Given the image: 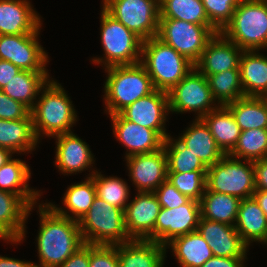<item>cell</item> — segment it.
<instances>
[{
    "mask_svg": "<svg viewBox=\"0 0 267 267\" xmlns=\"http://www.w3.org/2000/svg\"><path fill=\"white\" fill-rule=\"evenodd\" d=\"M167 154V173H188L191 171H207V167L190 149L183 146L170 135L163 145Z\"/></svg>",
    "mask_w": 267,
    "mask_h": 267,
    "instance_id": "cell-37",
    "label": "cell"
},
{
    "mask_svg": "<svg viewBox=\"0 0 267 267\" xmlns=\"http://www.w3.org/2000/svg\"><path fill=\"white\" fill-rule=\"evenodd\" d=\"M52 138L56 140L55 161L53 162L64 176L93 170L88 174L89 176H86L90 178L97 171V169H92L95 155L91 152L89 145L74 132L59 134Z\"/></svg>",
    "mask_w": 267,
    "mask_h": 267,
    "instance_id": "cell-17",
    "label": "cell"
},
{
    "mask_svg": "<svg viewBox=\"0 0 267 267\" xmlns=\"http://www.w3.org/2000/svg\"><path fill=\"white\" fill-rule=\"evenodd\" d=\"M107 73L104 85L103 101L108 115L119 113L139 98L152 93L155 88L146 68L134 65L112 66Z\"/></svg>",
    "mask_w": 267,
    "mask_h": 267,
    "instance_id": "cell-3",
    "label": "cell"
},
{
    "mask_svg": "<svg viewBox=\"0 0 267 267\" xmlns=\"http://www.w3.org/2000/svg\"><path fill=\"white\" fill-rule=\"evenodd\" d=\"M90 267H120L117 245H91Z\"/></svg>",
    "mask_w": 267,
    "mask_h": 267,
    "instance_id": "cell-42",
    "label": "cell"
},
{
    "mask_svg": "<svg viewBox=\"0 0 267 267\" xmlns=\"http://www.w3.org/2000/svg\"><path fill=\"white\" fill-rule=\"evenodd\" d=\"M206 188L209 191L229 194L243 200L253 197L255 176L253 161L225 154L207 168Z\"/></svg>",
    "mask_w": 267,
    "mask_h": 267,
    "instance_id": "cell-8",
    "label": "cell"
},
{
    "mask_svg": "<svg viewBox=\"0 0 267 267\" xmlns=\"http://www.w3.org/2000/svg\"><path fill=\"white\" fill-rule=\"evenodd\" d=\"M109 116L115 139L127 148L125 158L153 153L163 148L164 139L155 130L126 120L119 113Z\"/></svg>",
    "mask_w": 267,
    "mask_h": 267,
    "instance_id": "cell-18",
    "label": "cell"
},
{
    "mask_svg": "<svg viewBox=\"0 0 267 267\" xmlns=\"http://www.w3.org/2000/svg\"><path fill=\"white\" fill-rule=\"evenodd\" d=\"M226 107L231 111L241 131L267 128V98L244 96Z\"/></svg>",
    "mask_w": 267,
    "mask_h": 267,
    "instance_id": "cell-33",
    "label": "cell"
},
{
    "mask_svg": "<svg viewBox=\"0 0 267 267\" xmlns=\"http://www.w3.org/2000/svg\"><path fill=\"white\" fill-rule=\"evenodd\" d=\"M246 260L247 258L213 256L201 267H245Z\"/></svg>",
    "mask_w": 267,
    "mask_h": 267,
    "instance_id": "cell-46",
    "label": "cell"
},
{
    "mask_svg": "<svg viewBox=\"0 0 267 267\" xmlns=\"http://www.w3.org/2000/svg\"><path fill=\"white\" fill-rule=\"evenodd\" d=\"M21 69L10 61L0 60V89L10 82Z\"/></svg>",
    "mask_w": 267,
    "mask_h": 267,
    "instance_id": "cell-48",
    "label": "cell"
},
{
    "mask_svg": "<svg viewBox=\"0 0 267 267\" xmlns=\"http://www.w3.org/2000/svg\"><path fill=\"white\" fill-rule=\"evenodd\" d=\"M30 114V109L23 103L8 97L0 89V119L19 120Z\"/></svg>",
    "mask_w": 267,
    "mask_h": 267,
    "instance_id": "cell-44",
    "label": "cell"
},
{
    "mask_svg": "<svg viewBox=\"0 0 267 267\" xmlns=\"http://www.w3.org/2000/svg\"><path fill=\"white\" fill-rule=\"evenodd\" d=\"M254 199L259 204L263 213L267 217V191L266 190H255L253 193Z\"/></svg>",
    "mask_w": 267,
    "mask_h": 267,
    "instance_id": "cell-50",
    "label": "cell"
},
{
    "mask_svg": "<svg viewBox=\"0 0 267 267\" xmlns=\"http://www.w3.org/2000/svg\"><path fill=\"white\" fill-rule=\"evenodd\" d=\"M140 63L146 68L154 88L167 93L195 67L157 36L142 42Z\"/></svg>",
    "mask_w": 267,
    "mask_h": 267,
    "instance_id": "cell-4",
    "label": "cell"
},
{
    "mask_svg": "<svg viewBox=\"0 0 267 267\" xmlns=\"http://www.w3.org/2000/svg\"><path fill=\"white\" fill-rule=\"evenodd\" d=\"M40 94L30 110L37 140L41 142V137L52 138L73 132L72 128L78 122L77 112L62 85L52 78Z\"/></svg>",
    "mask_w": 267,
    "mask_h": 267,
    "instance_id": "cell-2",
    "label": "cell"
},
{
    "mask_svg": "<svg viewBox=\"0 0 267 267\" xmlns=\"http://www.w3.org/2000/svg\"><path fill=\"white\" fill-rule=\"evenodd\" d=\"M209 22L221 32L231 21L240 0H201Z\"/></svg>",
    "mask_w": 267,
    "mask_h": 267,
    "instance_id": "cell-41",
    "label": "cell"
},
{
    "mask_svg": "<svg viewBox=\"0 0 267 267\" xmlns=\"http://www.w3.org/2000/svg\"><path fill=\"white\" fill-rule=\"evenodd\" d=\"M202 120L209 127L217 146L224 154H229L238 142L241 134L231 111L226 106H218L206 114Z\"/></svg>",
    "mask_w": 267,
    "mask_h": 267,
    "instance_id": "cell-32",
    "label": "cell"
},
{
    "mask_svg": "<svg viewBox=\"0 0 267 267\" xmlns=\"http://www.w3.org/2000/svg\"><path fill=\"white\" fill-rule=\"evenodd\" d=\"M50 79L48 71L21 70L1 90L8 97L23 103L31 110L40 91Z\"/></svg>",
    "mask_w": 267,
    "mask_h": 267,
    "instance_id": "cell-29",
    "label": "cell"
},
{
    "mask_svg": "<svg viewBox=\"0 0 267 267\" xmlns=\"http://www.w3.org/2000/svg\"><path fill=\"white\" fill-rule=\"evenodd\" d=\"M40 221L36 237L39 265L57 267L85 243L77 220L59 215L47 201L37 206Z\"/></svg>",
    "mask_w": 267,
    "mask_h": 267,
    "instance_id": "cell-1",
    "label": "cell"
},
{
    "mask_svg": "<svg viewBox=\"0 0 267 267\" xmlns=\"http://www.w3.org/2000/svg\"><path fill=\"white\" fill-rule=\"evenodd\" d=\"M205 77L218 106H226L245 96L240 69H230L213 75H205Z\"/></svg>",
    "mask_w": 267,
    "mask_h": 267,
    "instance_id": "cell-35",
    "label": "cell"
},
{
    "mask_svg": "<svg viewBox=\"0 0 267 267\" xmlns=\"http://www.w3.org/2000/svg\"><path fill=\"white\" fill-rule=\"evenodd\" d=\"M219 31L213 25H199L178 19H159L157 37L194 65L208 41Z\"/></svg>",
    "mask_w": 267,
    "mask_h": 267,
    "instance_id": "cell-9",
    "label": "cell"
},
{
    "mask_svg": "<svg viewBox=\"0 0 267 267\" xmlns=\"http://www.w3.org/2000/svg\"><path fill=\"white\" fill-rule=\"evenodd\" d=\"M126 159L128 176L137 192H154L167 180V154L163 148L148 154H136Z\"/></svg>",
    "mask_w": 267,
    "mask_h": 267,
    "instance_id": "cell-15",
    "label": "cell"
},
{
    "mask_svg": "<svg viewBox=\"0 0 267 267\" xmlns=\"http://www.w3.org/2000/svg\"><path fill=\"white\" fill-rule=\"evenodd\" d=\"M102 7L143 41L158 35L159 0H102Z\"/></svg>",
    "mask_w": 267,
    "mask_h": 267,
    "instance_id": "cell-11",
    "label": "cell"
},
{
    "mask_svg": "<svg viewBox=\"0 0 267 267\" xmlns=\"http://www.w3.org/2000/svg\"><path fill=\"white\" fill-rule=\"evenodd\" d=\"M234 226L248 247L253 242L267 245V217L254 197L240 201Z\"/></svg>",
    "mask_w": 267,
    "mask_h": 267,
    "instance_id": "cell-26",
    "label": "cell"
},
{
    "mask_svg": "<svg viewBox=\"0 0 267 267\" xmlns=\"http://www.w3.org/2000/svg\"><path fill=\"white\" fill-rule=\"evenodd\" d=\"M160 208L154 192H137L124 211L125 227L129 237L154 241V227Z\"/></svg>",
    "mask_w": 267,
    "mask_h": 267,
    "instance_id": "cell-16",
    "label": "cell"
},
{
    "mask_svg": "<svg viewBox=\"0 0 267 267\" xmlns=\"http://www.w3.org/2000/svg\"><path fill=\"white\" fill-rule=\"evenodd\" d=\"M166 252L156 241L132 239L117 245L120 267H164Z\"/></svg>",
    "mask_w": 267,
    "mask_h": 267,
    "instance_id": "cell-23",
    "label": "cell"
},
{
    "mask_svg": "<svg viewBox=\"0 0 267 267\" xmlns=\"http://www.w3.org/2000/svg\"><path fill=\"white\" fill-rule=\"evenodd\" d=\"M230 156L256 161L267 157V128L241 131L238 142L229 153Z\"/></svg>",
    "mask_w": 267,
    "mask_h": 267,
    "instance_id": "cell-39",
    "label": "cell"
},
{
    "mask_svg": "<svg viewBox=\"0 0 267 267\" xmlns=\"http://www.w3.org/2000/svg\"><path fill=\"white\" fill-rule=\"evenodd\" d=\"M35 10L30 0H0V35L36 32L43 23Z\"/></svg>",
    "mask_w": 267,
    "mask_h": 267,
    "instance_id": "cell-22",
    "label": "cell"
},
{
    "mask_svg": "<svg viewBox=\"0 0 267 267\" xmlns=\"http://www.w3.org/2000/svg\"><path fill=\"white\" fill-rule=\"evenodd\" d=\"M197 232L208 243L213 256L247 258L249 247L235 226L200 217Z\"/></svg>",
    "mask_w": 267,
    "mask_h": 267,
    "instance_id": "cell-19",
    "label": "cell"
},
{
    "mask_svg": "<svg viewBox=\"0 0 267 267\" xmlns=\"http://www.w3.org/2000/svg\"><path fill=\"white\" fill-rule=\"evenodd\" d=\"M33 208L20 196L0 190V240L15 245L25 240L26 222Z\"/></svg>",
    "mask_w": 267,
    "mask_h": 267,
    "instance_id": "cell-20",
    "label": "cell"
},
{
    "mask_svg": "<svg viewBox=\"0 0 267 267\" xmlns=\"http://www.w3.org/2000/svg\"><path fill=\"white\" fill-rule=\"evenodd\" d=\"M240 201L235 196L209 191L205 188L200 201L201 217L234 226Z\"/></svg>",
    "mask_w": 267,
    "mask_h": 267,
    "instance_id": "cell-34",
    "label": "cell"
},
{
    "mask_svg": "<svg viewBox=\"0 0 267 267\" xmlns=\"http://www.w3.org/2000/svg\"><path fill=\"white\" fill-rule=\"evenodd\" d=\"M168 248L180 267H201L213 257L208 243L197 231L174 238L166 245Z\"/></svg>",
    "mask_w": 267,
    "mask_h": 267,
    "instance_id": "cell-30",
    "label": "cell"
},
{
    "mask_svg": "<svg viewBox=\"0 0 267 267\" xmlns=\"http://www.w3.org/2000/svg\"><path fill=\"white\" fill-rule=\"evenodd\" d=\"M95 197L96 189L94 181L90 177L85 178L82 182L74 183L67 187V190L62 198V204L65 207H57L59 205H55L52 202L47 203L59 215L79 221L87 213Z\"/></svg>",
    "mask_w": 267,
    "mask_h": 267,
    "instance_id": "cell-31",
    "label": "cell"
},
{
    "mask_svg": "<svg viewBox=\"0 0 267 267\" xmlns=\"http://www.w3.org/2000/svg\"><path fill=\"white\" fill-rule=\"evenodd\" d=\"M260 50H244L240 77L245 96L267 97V56Z\"/></svg>",
    "mask_w": 267,
    "mask_h": 267,
    "instance_id": "cell-28",
    "label": "cell"
},
{
    "mask_svg": "<svg viewBox=\"0 0 267 267\" xmlns=\"http://www.w3.org/2000/svg\"><path fill=\"white\" fill-rule=\"evenodd\" d=\"M0 267H35L34 262L0 255Z\"/></svg>",
    "mask_w": 267,
    "mask_h": 267,
    "instance_id": "cell-49",
    "label": "cell"
},
{
    "mask_svg": "<svg viewBox=\"0 0 267 267\" xmlns=\"http://www.w3.org/2000/svg\"><path fill=\"white\" fill-rule=\"evenodd\" d=\"M177 140L199 157L207 168L225 155L202 119H194L191 125L187 126L181 135L179 134Z\"/></svg>",
    "mask_w": 267,
    "mask_h": 267,
    "instance_id": "cell-24",
    "label": "cell"
},
{
    "mask_svg": "<svg viewBox=\"0 0 267 267\" xmlns=\"http://www.w3.org/2000/svg\"><path fill=\"white\" fill-rule=\"evenodd\" d=\"M169 113L167 92L156 89L119 112L124 119L155 130L164 140L169 136L165 128Z\"/></svg>",
    "mask_w": 267,
    "mask_h": 267,
    "instance_id": "cell-14",
    "label": "cell"
},
{
    "mask_svg": "<svg viewBox=\"0 0 267 267\" xmlns=\"http://www.w3.org/2000/svg\"><path fill=\"white\" fill-rule=\"evenodd\" d=\"M100 16V40L104 56L93 57L92 63L100 64L105 68L140 63L143 40L111 16L102 6Z\"/></svg>",
    "mask_w": 267,
    "mask_h": 267,
    "instance_id": "cell-5",
    "label": "cell"
},
{
    "mask_svg": "<svg viewBox=\"0 0 267 267\" xmlns=\"http://www.w3.org/2000/svg\"><path fill=\"white\" fill-rule=\"evenodd\" d=\"M78 224L86 244L120 245L132 240L126 231L124 211L97 196Z\"/></svg>",
    "mask_w": 267,
    "mask_h": 267,
    "instance_id": "cell-7",
    "label": "cell"
},
{
    "mask_svg": "<svg viewBox=\"0 0 267 267\" xmlns=\"http://www.w3.org/2000/svg\"><path fill=\"white\" fill-rule=\"evenodd\" d=\"M161 207L173 209L187 204L191 199L180 193L167 180L163 182L155 191Z\"/></svg>",
    "mask_w": 267,
    "mask_h": 267,
    "instance_id": "cell-43",
    "label": "cell"
},
{
    "mask_svg": "<svg viewBox=\"0 0 267 267\" xmlns=\"http://www.w3.org/2000/svg\"><path fill=\"white\" fill-rule=\"evenodd\" d=\"M91 178L94 181L97 197L125 211L129 202L130 186L124 179L114 175L107 177L98 171Z\"/></svg>",
    "mask_w": 267,
    "mask_h": 267,
    "instance_id": "cell-38",
    "label": "cell"
},
{
    "mask_svg": "<svg viewBox=\"0 0 267 267\" xmlns=\"http://www.w3.org/2000/svg\"><path fill=\"white\" fill-rule=\"evenodd\" d=\"M200 217L201 205L194 199L173 209L161 207L154 227V241L166 246L176 237L197 231Z\"/></svg>",
    "mask_w": 267,
    "mask_h": 267,
    "instance_id": "cell-13",
    "label": "cell"
},
{
    "mask_svg": "<svg viewBox=\"0 0 267 267\" xmlns=\"http://www.w3.org/2000/svg\"><path fill=\"white\" fill-rule=\"evenodd\" d=\"M255 188L267 191V157L253 161Z\"/></svg>",
    "mask_w": 267,
    "mask_h": 267,
    "instance_id": "cell-47",
    "label": "cell"
},
{
    "mask_svg": "<svg viewBox=\"0 0 267 267\" xmlns=\"http://www.w3.org/2000/svg\"><path fill=\"white\" fill-rule=\"evenodd\" d=\"M14 153H12L10 150L6 148L0 147V168L10 159Z\"/></svg>",
    "mask_w": 267,
    "mask_h": 267,
    "instance_id": "cell-51",
    "label": "cell"
},
{
    "mask_svg": "<svg viewBox=\"0 0 267 267\" xmlns=\"http://www.w3.org/2000/svg\"><path fill=\"white\" fill-rule=\"evenodd\" d=\"M41 27L34 33L0 35V60L10 61L21 70L48 71V53L39 43Z\"/></svg>",
    "mask_w": 267,
    "mask_h": 267,
    "instance_id": "cell-12",
    "label": "cell"
},
{
    "mask_svg": "<svg viewBox=\"0 0 267 267\" xmlns=\"http://www.w3.org/2000/svg\"><path fill=\"white\" fill-rule=\"evenodd\" d=\"M159 6V19H178L199 25H212L201 0H159Z\"/></svg>",
    "mask_w": 267,
    "mask_h": 267,
    "instance_id": "cell-36",
    "label": "cell"
},
{
    "mask_svg": "<svg viewBox=\"0 0 267 267\" xmlns=\"http://www.w3.org/2000/svg\"><path fill=\"white\" fill-rule=\"evenodd\" d=\"M244 50L216 33L207 43L195 68L203 75H213L230 69H240V58Z\"/></svg>",
    "mask_w": 267,
    "mask_h": 267,
    "instance_id": "cell-21",
    "label": "cell"
},
{
    "mask_svg": "<svg viewBox=\"0 0 267 267\" xmlns=\"http://www.w3.org/2000/svg\"><path fill=\"white\" fill-rule=\"evenodd\" d=\"M39 141L34 130L31 113L24 119L5 120L0 119V147L10 150L12 153H32Z\"/></svg>",
    "mask_w": 267,
    "mask_h": 267,
    "instance_id": "cell-27",
    "label": "cell"
},
{
    "mask_svg": "<svg viewBox=\"0 0 267 267\" xmlns=\"http://www.w3.org/2000/svg\"><path fill=\"white\" fill-rule=\"evenodd\" d=\"M206 172L167 173V181L183 195L200 202L206 188Z\"/></svg>",
    "mask_w": 267,
    "mask_h": 267,
    "instance_id": "cell-40",
    "label": "cell"
},
{
    "mask_svg": "<svg viewBox=\"0 0 267 267\" xmlns=\"http://www.w3.org/2000/svg\"><path fill=\"white\" fill-rule=\"evenodd\" d=\"M221 33L242 50H267V1H239Z\"/></svg>",
    "mask_w": 267,
    "mask_h": 267,
    "instance_id": "cell-6",
    "label": "cell"
},
{
    "mask_svg": "<svg viewBox=\"0 0 267 267\" xmlns=\"http://www.w3.org/2000/svg\"><path fill=\"white\" fill-rule=\"evenodd\" d=\"M57 267H90V244H84Z\"/></svg>",
    "mask_w": 267,
    "mask_h": 267,
    "instance_id": "cell-45",
    "label": "cell"
},
{
    "mask_svg": "<svg viewBox=\"0 0 267 267\" xmlns=\"http://www.w3.org/2000/svg\"><path fill=\"white\" fill-rule=\"evenodd\" d=\"M167 94L169 112H195V119H202L218 107L212 97L207 78L195 67Z\"/></svg>",
    "mask_w": 267,
    "mask_h": 267,
    "instance_id": "cell-10",
    "label": "cell"
},
{
    "mask_svg": "<svg viewBox=\"0 0 267 267\" xmlns=\"http://www.w3.org/2000/svg\"><path fill=\"white\" fill-rule=\"evenodd\" d=\"M30 178V166L20 158H10L0 168V190L16 194L30 207H36L42 192L29 186Z\"/></svg>",
    "mask_w": 267,
    "mask_h": 267,
    "instance_id": "cell-25",
    "label": "cell"
}]
</instances>
